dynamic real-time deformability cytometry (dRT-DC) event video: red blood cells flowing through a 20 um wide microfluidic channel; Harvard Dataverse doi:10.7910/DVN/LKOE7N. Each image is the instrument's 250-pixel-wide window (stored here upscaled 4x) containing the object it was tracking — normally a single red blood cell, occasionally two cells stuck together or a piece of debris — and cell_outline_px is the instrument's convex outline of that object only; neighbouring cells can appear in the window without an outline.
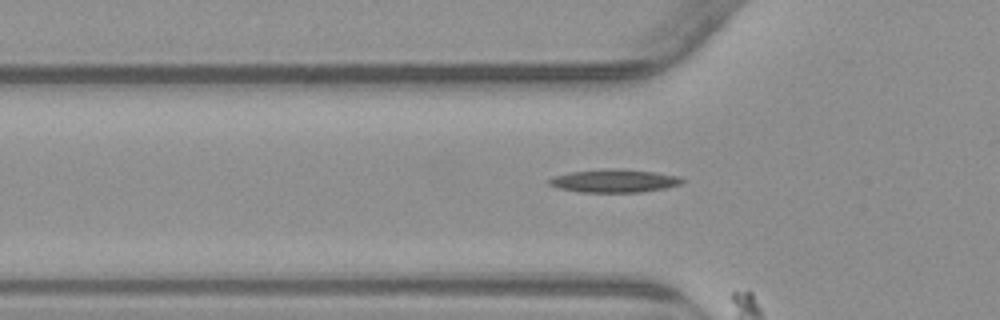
{"species": "common noctule bat (a hibernating species)", "species_latin": "Nyctalus noctula", "temperature_condition": "warm", "stored_images_in_passage": 3, "camera_frame_rate_fps": 3000, "um_per_image_px": 0.085, "animal": {"sex": "male", "body_mass_g": 23.1, "forearm_length_mm": 52.7}, "frame": {"image": 1, "passage_image": 2, "time_ms": 0.333, "image_size_px": [1000, 320], "cell_outline_px": [[684, 180], [680, 184], [664, 188], [640, 192], [580, 192], [560, 188], [548, 184], [548, 180], [552, 176], [568, 172], [652, 172], [680, 176]], "centroid_in_image_um": [52.18, 15.43], "position_along_channel_um": 73.6, "area_um2": 16.53}}